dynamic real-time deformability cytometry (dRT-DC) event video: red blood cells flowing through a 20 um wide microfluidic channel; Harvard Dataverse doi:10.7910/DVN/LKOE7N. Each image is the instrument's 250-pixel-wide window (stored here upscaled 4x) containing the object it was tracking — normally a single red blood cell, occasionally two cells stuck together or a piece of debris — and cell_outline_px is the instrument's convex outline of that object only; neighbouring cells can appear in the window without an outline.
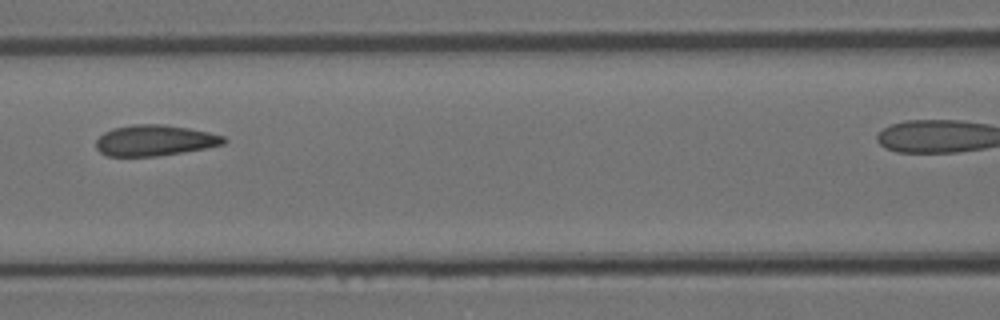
{"species": "Egyptian fruit bat (a non-hibernating species)", "species_latin": "Rousettus aegyptiacus", "temperature_condition": "room temperature", "stored_images_in_passage": 7, "segment_of_instrument_passage": [1, 2], "camera_frame_rate_fps": 3000, "um_per_image_px": 0.085, "animal": {"sex": "female"}, "frame": {"image": 1, "passage_image": 6, "time_ms": 1.667, "image_size_px": [1000, 320], "cell_outline_px": [[228, 140], [224, 144], [204, 148], [156, 156], [108, 156], [100, 152], [96, 148], [96, 140], [104, 132], [112, 128], [132, 124], [164, 124], [188, 128], [208, 132], [224, 136]], "centroid_in_image_um": [13.13, 11.92], "position_along_channel_um": 153.5, "area_um2": 22.89}}